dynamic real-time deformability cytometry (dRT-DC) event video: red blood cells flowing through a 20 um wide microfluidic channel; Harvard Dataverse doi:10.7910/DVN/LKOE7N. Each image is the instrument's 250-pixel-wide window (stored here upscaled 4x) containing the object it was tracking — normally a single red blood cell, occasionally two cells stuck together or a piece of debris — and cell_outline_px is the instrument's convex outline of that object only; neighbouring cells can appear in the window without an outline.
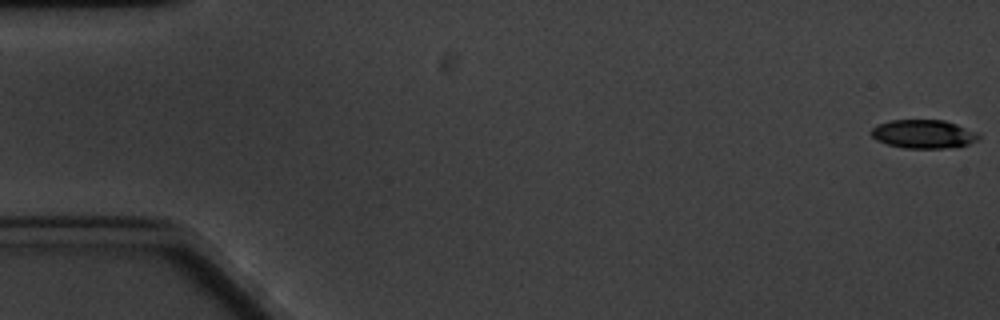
{"species": "common noctule bat (a hibernating species)", "species_latin": "Nyctalus noctula", "temperature_condition": "cold", "stored_images_in_passage": 6, "camera_frame_rate_fps": 3000, "um_per_image_px": 0.085, "animal": {"sex": "male", "body_mass_g": 20.1, "forearm_length_mm": 53.5}, "frame": {"image": 1, "passage_image": 1, "time_ms": 0.0, "image_size_px": [1000, 320], "cell_outline_px": [[980, 136], [976, 140], [968, 144], [944, 148], [904, 148], [888, 144], [876, 140], [872, 136], [872, 128], [876, 124], [892, 120], [944, 120], [980, 132]], "centroid_in_image_um": [78.5, 11.38], "position_along_channel_um": 6.5, "area_um2": 17.86}}
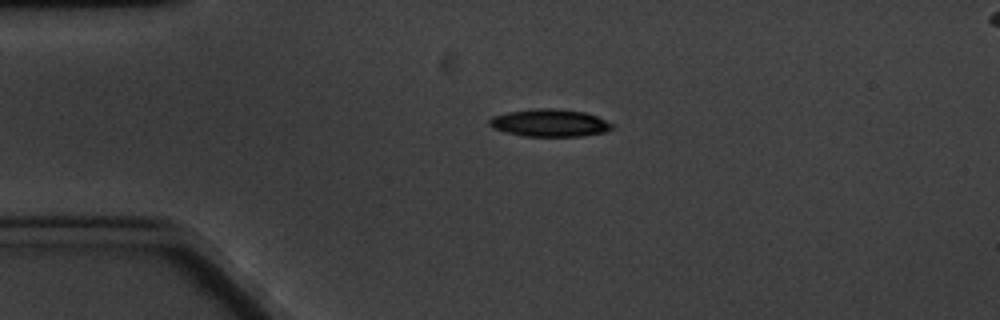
{"frame": {"image": 2, "passage_image": 5, "time_ms": 4.333, "image_size_px": [1000, 320], "cell_outline_px": [[616, 128], [604, 132], [584, 136], [524, 136], [492, 128], [488, 124], [488, 120], [492, 116], [508, 112], [532, 108], [552, 108], [584, 112], [596, 116], [616, 124]], "centroid_in_image_um": [46.76, 10.44], "position_along_channel_um": 38.2, "area_um2": 19.83}}